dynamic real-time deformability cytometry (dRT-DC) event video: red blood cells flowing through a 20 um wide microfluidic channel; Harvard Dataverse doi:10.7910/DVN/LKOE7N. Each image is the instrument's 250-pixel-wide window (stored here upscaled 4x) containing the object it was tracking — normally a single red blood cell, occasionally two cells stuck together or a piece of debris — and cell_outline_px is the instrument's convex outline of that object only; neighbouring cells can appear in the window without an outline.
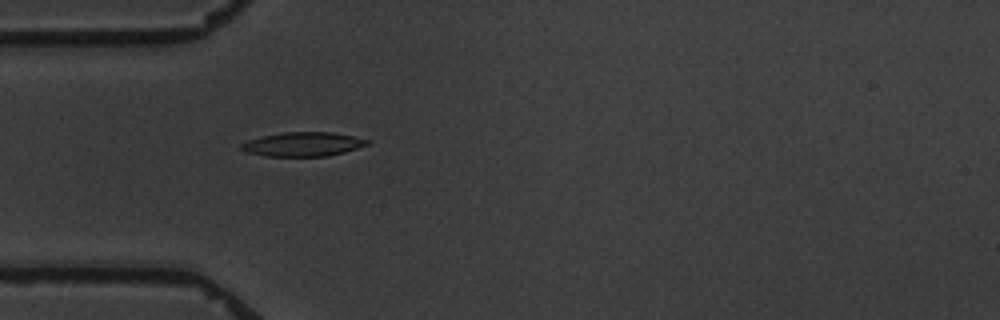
{"species": "common noctule bat (a hibernating species)", "species_latin": "Nyctalus noctula", "temperature_condition": "warm", "stored_images_in_passage": 5, "camera_frame_rate_fps": 3000, "um_per_image_px": 0.085, "animal": {"sex": "male", "body_mass_g": 19.5, "forearm_length_mm": 54.6}, "frame": {"image": 1, "passage_image": 5, "time_ms": 4.667, "image_size_px": [1000, 320], "cell_outline_px": [[372, 140], [368, 144], [344, 152], [328, 156], [264, 156], [248, 152], [240, 148], [240, 144], [248, 140], [264, 136], [284, 132], [332, 132]], "centroid_in_image_um": [25.76, 12.26], "position_along_channel_um": 59.2, "area_um2": 17.57}}